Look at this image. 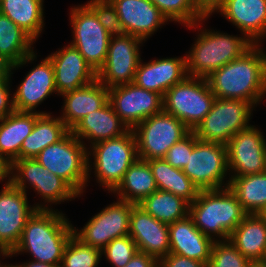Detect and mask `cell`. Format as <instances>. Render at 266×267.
<instances>
[{
	"instance_id": "cell-42",
	"label": "cell",
	"mask_w": 266,
	"mask_h": 267,
	"mask_svg": "<svg viewBox=\"0 0 266 267\" xmlns=\"http://www.w3.org/2000/svg\"><path fill=\"white\" fill-rule=\"evenodd\" d=\"M158 267H208V264L192 258L168 253L159 260Z\"/></svg>"
},
{
	"instance_id": "cell-39",
	"label": "cell",
	"mask_w": 266,
	"mask_h": 267,
	"mask_svg": "<svg viewBox=\"0 0 266 267\" xmlns=\"http://www.w3.org/2000/svg\"><path fill=\"white\" fill-rule=\"evenodd\" d=\"M85 4L96 14L99 23L111 37L125 34L116 9L109 0H90Z\"/></svg>"
},
{
	"instance_id": "cell-11",
	"label": "cell",
	"mask_w": 266,
	"mask_h": 267,
	"mask_svg": "<svg viewBox=\"0 0 266 267\" xmlns=\"http://www.w3.org/2000/svg\"><path fill=\"white\" fill-rule=\"evenodd\" d=\"M182 171L199 191L228 187L230 178L224 181L229 172L227 145L202 141L195 134V146Z\"/></svg>"
},
{
	"instance_id": "cell-22",
	"label": "cell",
	"mask_w": 266,
	"mask_h": 267,
	"mask_svg": "<svg viewBox=\"0 0 266 267\" xmlns=\"http://www.w3.org/2000/svg\"><path fill=\"white\" fill-rule=\"evenodd\" d=\"M139 62L134 83L146 90L164 97L167 90L182 82L187 76L186 55L183 57L152 59L148 63Z\"/></svg>"
},
{
	"instance_id": "cell-32",
	"label": "cell",
	"mask_w": 266,
	"mask_h": 267,
	"mask_svg": "<svg viewBox=\"0 0 266 267\" xmlns=\"http://www.w3.org/2000/svg\"><path fill=\"white\" fill-rule=\"evenodd\" d=\"M43 2L44 0H0V13L36 42L45 25Z\"/></svg>"
},
{
	"instance_id": "cell-29",
	"label": "cell",
	"mask_w": 266,
	"mask_h": 267,
	"mask_svg": "<svg viewBox=\"0 0 266 267\" xmlns=\"http://www.w3.org/2000/svg\"><path fill=\"white\" fill-rule=\"evenodd\" d=\"M35 41L7 16L0 13V53L13 64V70L37 59Z\"/></svg>"
},
{
	"instance_id": "cell-48",
	"label": "cell",
	"mask_w": 266,
	"mask_h": 267,
	"mask_svg": "<svg viewBox=\"0 0 266 267\" xmlns=\"http://www.w3.org/2000/svg\"><path fill=\"white\" fill-rule=\"evenodd\" d=\"M22 265L24 267H60V265H51V264H46V263L37 262L33 260L24 262L22 263Z\"/></svg>"
},
{
	"instance_id": "cell-43",
	"label": "cell",
	"mask_w": 266,
	"mask_h": 267,
	"mask_svg": "<svg viewBox=\"0 0 266 267\" xmlns=\"http://www.w3.org/2000/svg\"><path fill=\"white\" fill-rule=\"evenodd\" d=\"M10 84V80H0V119L14 111Z\"/></svg>"
},
{
	"instance_id": "cell-41",
	"label": "cell",
	"mask_w": 266,
	"mask_h": 267,
	"mask_svg": "<svg viewBox=\"0 0 266 267\" xmlns=\"http://www.w3.org/2000/svg\"><path fill=\"white\" fill-rule=\"evenodd\" d=\"M195 146V133L191 131L182 140L175 143L166 153L164 159L174 168L182 170L187 165L189 154Z\"/></svg>"
},
{
	"instance_id": "cell-8",
	"label": "cell",
	"mask_w": 266,
	"mask_h": 267,
	"mask_svg": "<svg viewBox=\"0 0 266 267\" xmlns=\"http://www.w3.org/2000/svg\"><path fill=\"white\" fill-rule=\"evenodd\" d=\"M254 108L246 100L215 98L211 111L193 132L202 141L227 145L237 132L251 126Z\"/></svg>"
},
{
	"instance_id": "cell-34",
	"label": "cell",
	"mask_w": 266,
	"mask_h": 267,
	"mask_svg": "<svg viewBox=\"0 0 266 267\" xmlns=\"http://www.w3.org/2000/svg\"><path fill=\"white\" fill-rule=\"evenodd\" d=\"M247 214H260L266 207V172L232 176L228 185Z\"/></svg>"
},
{
	"instance_id": "cell-27",
	"label": "cell",
	"mask_w": 266,
	"mask_h": 267,
	"mask_svg": "<svg viewBox=\"0 0 266 267\" xmlns=\"http://www.w3.org/2000/svg\"><path fill=\"white\" fill-rule=\"evenodd\" d=\"M229 241L252 263L265 262L266 221L260 214H247L231 233Z\"/></svg>"
},
{
	"instance_id": "cell-21",
	"label": "cell",
	"mask_w": 266,
	"mask_h": 267,
	"mask_svg": "<svg viewBox=\"0 0 266 267\" xmlns=\"http://www.w3.org/2000/svg\"><path fill=\"white\" fill-rule=\"evenodd\" d=\"M115 7L125 34L145 41L161 28L167 18L150 0H109Z\"/></svg>"
},
{
	"instance_id": "cell-36",
	"label": "cell",
	"mask_w": 266,
	"mask_h": 267,
	"mask_svg": "<svg viewBox=\"0 0 266 267\" xmlns=\"http://www.w3.org/2000/svg\"><path fill=\"white\" fill-rule=\"evenodd\" d=\"M168 21L178 22L187 28H200L202 22L208 18H203L193 0H150ZM202 21V22H201ZM200 23V24H199Z\"/></svg>"
},
{
	"instance_id": "cell-38",
	"label": "cell",
	"mask_w": 266,
	"mask_h": 267,
	"mask_svg": "<svg viewBox=\"0 0 266 267\" xmlns=\"http://www.w3.org/2000/svg\"><path fill=\"white\" fill-rule=\"evenodd\" d=\"M251 263L229 240H216L208 267H249Z\"/></svg>"
},
{
	"instance_id": "cell-37",
	"label": "cell",
	"mask_w": 266,
	"mask_h": 267,
	"mask_svg": "<svg viewBox=\"0 0 266 267\" xmlns=\"http://www.w3.org/2000/svg\"><path fill=\"white\" fill-rule=\"evenodd\" d=\"M102 250L85 245L74 235L65 246L60 267H98Z\"/></svg>"
},
{
	"instance_id": "cell-33",
	"label": "cell",
	"mask_w": 266,
	"mask_h": 267,
	"mask_svg": "<svg viewBox=\"0 0 266 267\" xmlns=\"http://www.w3.org/2000/svg\"><path fill=\"white\" fill-rule=\"evenodd\" d=\"M158 190L171 192L191 204L199 189L180 169L174 168L164 158L147 160Z\"/></svg>"
},
{
	"instance_id": "cell-26",
	"label": "cell",
	"mask_w": 266,
	"mask_h": 267,
	"mask_svg": "<svg viewBox=\"0 0 266 267\" xmlns=\"http://www.w3.org/2000/svg\"><path fill=\"white\" fill-rule=\"evenodd\" d=\"M129 129L121 121L108 101L102 108L93 111L83 117L71 130L85 145L84 139L90 141V145L119 137Z\"/></svg>"
},
{
	"instance_id": "cell-50",
	"label": "cell",
	"mask_w": 266,
	"mask_h": 267,
	"mask_svg": "<svg viewBox=\"0 0 266 267\" xmlns=\"http://www.w3.org/2000/svg\"><path fill=\"white\" fill-rule=\"evenodd\" d=\"M249 267H266V262H253Z\"/></svg>"
},
{
	"instance_id": "cell-3",
	"label": "cell",
	"mask_w": 266,
	"mask_h": 267,
	"mask_svg": "<svg viewBox=\"0 0 266 267\" xmlns=\"http://www.w3.org/2000/svg\"><path fill=\"white\" fill-rule=\"evenodd\" d=\"M189 215L204 235L220 241L229 240L247 213L235 194L226 187L199 191L197 198L189 204Z\"/></svg>"
},
{
	"instance_id": "cell-31",
	"label": "cell",
	"mask_w": 266,
	"mask_h": 267,
	"mask_svg": "<svg viewBox=\"0 0 266 267\" xmlns=\"http://www.w3.org/2000/svg\"><path fill=\"white\" fill-rule=\"evenodd\" d=\"M157 190L149 163L137 159L111 193L116 194L118 199L138 205Z\"/></svg>"
},
{
	"instance_id": "cell-49",
	"label": "cell",
	"mask_w": 266,
	"mask_h": 267,
	"mask_svg": "<svg viewBox=\"0 0 266 267\" xmlns=\"http://www.w3.org/2000/svg\"><path fill=\"white\" fill-rule=\"evenodd\" d=\"M1 256L3 257V259H4V257L5 258L10 257L11 258L13 256L12 250L5 247V246L0 245V257ZM4 266H5V264H3L0 260V267H4Z\"/></svg>"
},
{
	"instance_id": "cell-10",
	"label": "cell",
	"mask_w": 266,
	"mask_h": 267,
	"mask_svg": "<svg viewBox=\"0 0 266 267\" xmlns=\"http://www.w3.org/2000/svg\"><path fill=\"white\" fill-rule=\"evenodd\" d=\"M138 159L164 158L167 151L191 130L178 118L162 110L140 122L134 129Z\"/></svg>"
},
{
	"instance_id": "cell-23",
	"label": "cell",
	"mask_w": 266,
	"mask_h": 267,
	"mask_svg": "<svg viewBox=\"0 0 266 267\" xmlns=\"http://www.w3.org/2000/svg\"><path fill=\"white\" fill-rule=\"evenodd\" d=\"M219 12L253 43L266 37V0H227Z\"/></svg>"
},
{
	"instance_id": "cell-52",
	"label": "cell",
	"mask_w": 266,
	"mask_h": 267,
	"mask_svg": "<svg viewBox=\"0 0 266 267\" xmlns=\"http://www.w3.org/2000/svg\"><path fill=\"white\" fill-rule=\"evenodd\" d=\"M260 215L264 218V220L266 221V207L265 209L260 213Z\"/></svg>"
},
{
	"instance_id": "cell-28",
	"label": "cell",
	"mask_w": 266,
	"mask_h": 267,
	"mask_svg": "<svg viewBox=\"0 0 266 267\" xmlns=\"http://www.w3.org/2000/svg\"><path fill=\"white\" fill-rule=\"evenodd\" d=\"M39 112L13 111L0 119V155L11 163L20 159L24 139L32 132Z\"/></svg>"
},
{
	"instance_id": "cell-47",
	"label": "cell",
	"mask_w": 266,
	"mask_h": 267,
	"mask_svg": "<svg viewBox=\"0 0 266 267\" xmlns=\"http://www.w3.org/2000/svg\"><path fill=\"white\" fill-rule=\"evenodd\" d=\"M14 64L0 53V80H11Z\"/></svg>"
},
{
	"instance_id": "cell-14",
	"label": "cell",
	"mask_w": 266,
	"mask_h": 267,
	"mask_svg": "<svg viewBox=\"0 0 266 267\" xmlns=\"http://www.w3.org/2000/svg\"><path fill=\"white\" fill-rule=\"evenodd\" d=\"M143 40L129 34L112 36L109 41L104 66L97 73V80L108 89L133 83L141 60Z\"/></svg>"
},
{
	"instance_id": "cell-45",
	"label": "cell",
	"mask_w": 266,
	"mask_h": 267,
	"mask_svg": "<svg viewBox=\"0 0 266 267\" xmlns=\"http://www.w3.org/2000/svg\"><path fill=\"white\" fill-rule=\"evenodd\" d=\"M159 261L146 253L137 252L124 267H158Z\"/></svg>"
},
{
	"instance_id": "cell-5",
	"label": "cell",
	"mask_w": 266,
	"mask_h": 267,
	"mask_svg": "<svg viewBox=\"0 0 266 267\" xmlns=\"http://www.w3.org/2000/svg\"><path fill=\"white\" fill-rule=\"evenodd\" d=\"M87 149L88 180L91 170L94 169L97 183L105 187L109 193L118 186L126 171L138 159L137 142L132 129L119 137L96 143ZM91 156L94 158L93 162Z\"/></svg>"
},
{
	"instance_id": "cell-2",
	"label": "cell",
	"mask_w": 266,
	"mask_h": 267,
	"mask_svg": "<svg viewBox=\"0 0 266 267\" xmlns=\"http://www.w3.org/2000/svg\"><path fill=\"white\" fill-rule=\"evenodd\" d=\"M73 235V225L65 214L54 209H37L27 220L18 245L12 251L30 253L31 260L61 265L66 244Z\"/></svg>"
},
{
	"instance_id": "cell-46",
	"label": "cell",
	"mask_w": 266,
	"mask_h": 267,
	"mask_svg": "<svg viewBox=\"0 0 266 267\" xmlns=\"http://www.w3.org/2000/svg\"><path fill=\"white\" fill-rule=\"evenodd\" d=\"M4 180L5 185L12 184V163L6 157L0 155V182Z\"/></svg>"
},
{
	"instance_id": "cell-16",
	"label": "cell",
	"mask_w": 266,
	"mask_h": 267,
	"mask_svg": "<svg viewBox=\"0 0 266 267\" xmlns=\"http://www.w3.org/2000/svg\"><path fill=\"white\" fill-rule=\"evenodd\" d=\"M254 125L237 132L227 144L228 171L232 176L265 172L266 139ZM231 171V172H230Z\"/></svg>"
},
{
	"instance_id": "cell-1",
	"label": "cell",
	"mask_w": 266,
	"mask_h": 267,
	"mask_svg": "<svg viewBox=\"0 0 266 267\" xmlns=\"http://www.w3.org/2000/svg\"><path fill=\"white\" fill-rule=\"evenodd\" d=\"M260 46L255 44L207 78L216 98L246 100L254 107L260 104L266 95V53Z\"/></svg>"
},
{
	"instance_id": "cell-4",
	"label": "cell",
	"mask_w": 266,
	"mask_h": 267,
	"mask_svg": "<svg viewBox=\"0 0 266 267\" xmlns=\"http://www.w3.org/2000/svg\"><path fill=\"white\" fill-rule=\"evenodd\" d=\"M198 31L192 48L186 53L187 74L191 77L207 79L255 45L245 34L238 37L206 28Z\"/></svg>"
},
{
	"instance_id": "cell-12",
	"label": "cell",
	"mask_w": 266,
	"mask_h": 267,
	"mask_svg": "<svg viewBox=\"0 0 266 267\" xmlns=\"http://www.w3.org/2000/svg\"><path fill=\"white\" fill-rule=\"evenodd\" d=\"M69 14L73 31V40L70 44L98 73L106 61L111 36L86 4L74 6Z\"/></svg>"
},
{
	"instance_id": "cell-15",
	"label": "cell",
	"mask_w": 266,
	"mask_h": 267,
	"mask_svg": "<svg viewBox=\"0 0 266 267\" xmlns=\"http://www.w3.org/2000/svg\"><path fill=\"white\" fill-rule=\"evenodd\" d=\"M108 101L128 129L163 110V97L134 82L109 88Z\"/></svg>"
},
{
	"instance_id": "cell-30",
	"label": "cell",
	"mask_w": 266,
	"mask_h": 267,
	"mask_svg": "<svg viewBox=\"0 0 266 267\" xmlns=\"http://www.w3.org/2000/svg\"><path fill=\"white\" fill-rule=\"evenodd\" d=\"M71 130L51 113L40 114L20 148L21 158H35L44 148L63 139Z\"/></svg>"
},
{
	"instance_id": "cell-19",
	"label": "cell",
	"mask_w": 266,
	"mask_h": 267,
	"mask_svg": "<svg viewBox=\"0 0 266 267\" xmlns=\"http://www.w3.org/2000/svg\"><path fill=\"white\" fill-rule=\"evenodd\" d=\"M129 236L139 252L158 261L170 252L168 224L158 221L139 205H135L130 214Z\"/></svg>"
},
{
	"instance_id": "cell-18",
	"label": "cell",
	"mask_w": 266,
	"mask_h": 267,
	"mask_svg": "<svg viewBox=\"0 0 266 267\" xmlns=\"http://www.w3.org/2000/svg\"><path fill=\"white\" fill-rule=\"evenodd\" d=\"M15 91L12 95L15 111L48 114L35 109L52 93L59 95L55 87L54 67L51 60L46 57L32 70L30 69Z\"/></svg>"
},
{
	"instance_id": "cell-51",
	"label": "cell",
	"mask_w": 266,
	"mask_h": 267,
	"mask_svg": "<svg viewBox=\"0 0 266 267\" xmlns=\"http://www.w3.org/2000/svg\"><path fill=\"white\" fill-rule=\"evenodd\" d=\"M4 267H24L22 264H5V266Z\"/></svg>"
},
{
	"instance_id": "cell-20",
	"label": "cell",
	"mask_w": 266,
	"mask_h": 267,
	"mask_svg": "<svg viewBox=\"0 0 266 267\" xmlns=\"http://www.w3.org/2000/svg\"><path fill=\"white\" fill-rule=\"evenodd\" d=\"M54 67L55 87L59 95L86 86L97 73L71 44L47 56Z\"/></svg>"
},
{
	"instance_id": "cell-53",
	"label": "cell",
	"mask_w": 266,
	"mask_h": 267,
	"mask_svg": "<svg viewBox=\"0 0 266 267\" xmlns=\"http://www.w3.org/2000/svg\"><path fill=\"white\" fill-rule=\"evenodd\" d=\"M265 172H266V156H265Z\"/></svg>"
},
{
	"instance_id": "cell-9",
	"label": "cell",
	"mask_w": 266,
	"mask_h": 267,
	"mask_svg": "<svg viewBox=\"0 0 266 267\" xmlns=\"http://www.w3.org/2000/svg\"><path fill=\"white\" fill-rule=\"evenodd\" d=\"M12 184L26 194V188L29 189L27 184L33 187L44 201L43 204H34L37 209H52L48 203L61 204L79 196L63 179L50 172L35 158H21L12 163Z\"/></svg>"
},
{
	"instance_id": "cell-17",
	"label": "cell",
	"mask_w": 266,
	"mask_h": 267,
	"mask_svg": "<svg viewBox=\"0 0 266 267\" xmlns=\"http://www.w3.org/2000/svg\"><path fill=\"white\" fill-rule=\"evenodd\" d=\"M27 194L13 184L0 191V245L12 251L18 245L27 220L37 208L29 206Z\"/></svg>"
},
{
	"instance_id": "cell-6",
	"label": "cell",
	"mask_w": 266,
	"mask_h": 267,
	"mask_svg": "<svg viewBox=\"0 0 266 267\" xmlns=\"http://www.w3.org/2000/svg\"><path fill=\"white\" fill-rule=\"evenodd\" d=\"M87 147L70 131L57 143L44 148L35 159L63 179L80 197L89 182Z\"/></svg>"
},
{
	"instance_id": "cell-25",
	"label": "cell",
	"mask_w": 266,
	"mask_h": 267,
	"mask_svg": "<svg viewBox=\"0 0 266 267\" xmlns=\"http://www.w3.org/2000/svg\"><path fill=\"white\" fill-rule=\"evenodd\" d=\"M108 90L96 79L86 86L61 94L64 105L60 119L72 130L83 117L99 110L108 102Z\"/></svg>"
},
{
	"instance_id": "cell-7",
	"label": "cell",
	"mask_w": 266,
	"mask_h": 267,
	"mask_svg": "<svg viewBox=\"0 0 266 267\" xmlns=\"http://www.w3.org/2000/svg\"><path fill=\"white\" fill-rule=\"evenodd\" d=\"M215 98L207 79L187 76L166 91L163 110L194 131L211 111Z\"/></svg>"
},
{
	"instance_id": "cell-13",
	"label": "cell",
	"mask_w": 266,
	"mask_h": 267,
	"mask_svg": "<svg viewBox=\"0 0 266 267\" xmlns=\"http://www.w3.org/2000/svg\"><path fill=\"white\" fill-rule=\"evenodd\" d=\"M135 205L117 198L80 230L73 226V235L85 245L103 250L113 239L129 235L130 214Z\"/></svg>"
},
{
	"instance_id": "cell-40",
	"label": "cell",
	"mask_w": 266,
	"mask_h": 267,
	"mask_svg": "<svg viewBox=\"0 0 266 267\" xmlns=\"http://www.w3.org/2000/svg\"><path fill=\"white\" fill-rule=\"evenodd\" d=\"M138 252L137 245L129 236H122L113 239L102 250V255L112 265V267H124L132 257Z\"/></svg>"
},
{
	"instance_id": "cell-35",
	"label": "cell",
	"mask_w": 266,
	"mask_h": 267,
	"mask_svg": "<svg viewBox=\"0 0 266 267\" xmlns=\"http://www.w3.org/2000/svg\"><path fill=\"white\" fill-rule=\"evenodd\" d=\"M160 222L171 224L189 215V203L171 192L157 190L138 204Z\"/></svg>"
},
{
	"instance_id": "cell-24",
	"label": "cell",
	"mask_w": 266,
	"mask_h": 267,
	"mask_svg": "<svg viewBox=\"0 0 266 267\" xmlns=\"http://www.w3.org/2000/svg\"><path fill=\"white\" fill-rule=\"evenodd\" d=\"M170 252L209 264L214 240L204 235L190 215L168 225Z\"/></svg>"
},
{
	"instance_id": "cell-44",
	"label": "cell",
	"mask_w": 266,
	"mask_h": 267,
	"mask_svg": "<svg viewBox=\"0 0 266 267\" xmlns=\"http://www.w3.org/2000/svg\"><path fill=\"white\" fill-rule=\"evenodd\" d=\"M227 0H193V3L203 18H209L225 4Z\"/></svg>"
}]
</instances>
